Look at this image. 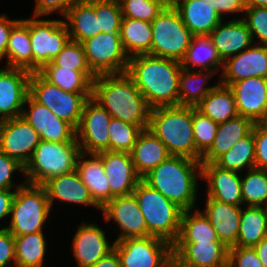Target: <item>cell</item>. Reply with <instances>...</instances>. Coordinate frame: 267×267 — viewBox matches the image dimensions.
<instances>
[{
	"instance_id": "9c48e42d",
	"label": "cell",
	"mask_w": 267,
	"mask_h": 267,
	"mask_svg": "<svg viewBox=\"0 0 267 267\" xmlns=\"http://www.w3.org/2000/svg\"><path fill=\"white\" fill-rule=\"evenodd\" d=\"M29 95L75 129L80 124L85 102L92 97V93L66 92L51 84L39 72H31Z\"/></svg>"
},
{
	"instance_id": "d4e9b609",
	"label": "cell",
	"mask_w": 267,
	"mask_h": 267,
	"mask_svg": "<svg viewBox=\"0 0 267 267\" xmlns=\"http://www.w3.org/2000/svg\"><path fill=\"white\" fill-rule=\"evenodd\" d=\"M203 213L217 232L219 240L228 248L236 244L239 234L241 205H231L207 196Z\"/></svg>"
},
{
	"instance_id": "1f68e13d",
	"label": "cell",
	"mask_w": 267,
	"mask_h": 267,
	"mask_svg": "<svg viewBox=\"0 0 267 267\" xmlns=\"http://www.w3.org/2000/svg\"><path fill=\"white\" fill-rule=\"evenodd\" d=\"M7 67L33 72V52L30 40V18L20 19L12 28L6 50Z\"/></svg>"
},
{
	"instance_id": "9a60e30c",
	"label": "cell",
	"mask_w": 267,
	"mask_h": 267,
	"mask_svg": "<svg viewBox=\"0 0 267 267\" xmlns=\"http://www.w3.org/2000/svg\"><path fill=\"white\" fill-rule=\"evenodd\" d=\"M21 117L39 134L41 140L54 143H77L76 129L54 115L47 107L36 102L30 95L25 100Z\"/></svg>"
},
{
	"instance_id": "d6986e66",
	"label": "cell",
	"mask_w": 267,
	"mask_h": 267,
	"mask_svg": "<svg viewBox=\"0 0 267 267\" xmlns=\"http://www.w3.org/2000/svg\"><path fill=\"white\" fill-rule=\"evenodd\" d=\"M98 154L102 158L109 181L111 199L132 194L141 177L134 168L131 154L115 151H103Z\"/></svg>"
},
{
	"instance_id": "836d02e7",
	"label": "cell",
	"mask_w": 267,
	"mask_h": 267,
	"mask_svg": "<svg viewBox=\"0 0 267 267\" xmlns=\"http://www.w3.org/2000/svg\"><path fill=\"white\" fill-rule=\"evenodd\" d=\"M195 108L217 124L239 115L233 90L219 82Z\"/></svg>"
},
{
	"instance_id": "7dc6e473",
	"label": "cell",
	"mask_w": 267,
	"mask_h": 267,
	"mask_svg": "<svg viewBox=\"0 0 267 267\" xmlns=\"http://www.w3.org/2000/svg\"><path fill=\"white\" fill-rule=\"evenodd\" d=\"M55 66L81 72H92L87 64L83 45L70 40L51 61Z\"/></svg>"
},
{
	"instance_id": "f546056e",
	"label": "cell",
	"mask_w": 267,
	"mask_h": 267,
	"mask_svg": "<svg viewBox=\"0 0 267 267\" xmlns=\"http://www.w3.org/2000/svg\"><path fill=\"white\" fill-rule=\"evenodd\" d=\"M254 123L240 115L219 124L210 149L202 156L201 163H214L221 155L228 152L240 139L247 136Z\"/></svg>"
},
{
	"instance_id": "484cf974",
	"label": "cell",
	"mask_w": 267,
	"mask_h": 267,
	"mask_svg": "<svg viewBox=\"0 0 267 267\" xmlns=\"http://www.w3.org/2000/svg\"><path fill=\"white\" fill-rule=\"evenodd\" d=\"M42 186L46 190L50 206H53V202L57 199L59 202L85 204L101 210L76 170L52 177Z\"/></svg>"
},
{
	"instance_id": "ac0fdd59",
	"label": "cell",
	"mask_w": 267,
	"mask_h": 267,
	"mask_svg": "<svg viewBox=\"0 0 267 267\" xmlns=\"http://www.w3.org/2000/svg\"><path fill=\"white\" fill-rule=\"evenodd\" d=\"M219 83L231 86L249 77L267 78V45L253 44L223 62Z\"/></svg>"
},
{
	"instance_id": "b9f144b4",
	"label": "cell",
	"mask_w": 267,
	"mask_h": 267,
	"mask_svg": "<svg viewBox=\"0 0 267 267\" xmlns=\"http://www.w3.org/2000/svg\"><path fill=\"white\" fill-rule=\"evenodd\" d=\"M241 178L243 204L247 206H267V171L252 168Z\"/></svg>"
},
{
	"instance_id": "f35d334b",
	"label": "cell",
	"mask_w": 267,
	"mask_h": 267,
	"mask_svg": "<svg viewBox=\"0 0 267 267\" xmlns=\"http://www.w3.org/2000/svg\"><path fill=\"white\" fill-rule=\"evenodd\" d=\"M195 210L182 212L180 231L175 243L221 242L205 214L199 209Z\"/></svg>"
},
{
	"instance_id": "5b68a950",
	"label": "cell",
	"mask_w": 267,
	"mask_h": 267,
	"mask_svg": "<svg viewBox=\"0 0 267 267\" xmlns=\"http://www.w3.org/2000/svg\"><path fill=\"white\" fill-rule=\"evenodd\" d=\"M133 194L145 218L149 236L173 245L179 235L183 210L142 179Z\"/></svg>"
},
{
	"instance_id": "2e32d148",
	"label": "cell",
	"mask_w": 267,
	"mask_h": 267,
	"mask_svg": "<svg viewBox=\"0 0 267 267\" xmlns=\"http://www.w3.org/2000/svg\"><path fill=\"white\" fill-rule=\"evenodd\" d=\"M106 222L113 220L120 228L115 241L148 237L146 221L134 194L115 196L102 209Z\"/></svg>"
},
{
	"instance_id": "f6af8a7d",
	"label": "cell",
	"mask_w": 267,
	"mask_h": 267,
	"mask_svg": "<svg viewBox=\"0 0 267 267\" xmlns=\"http://www.w3.org/2000/svg\"><path fill=\"white\" fill-rule=\"evenodd\" d=\"M170 0H124L120 3L123 17L152 22Z\"/></svg>"
},
{
	"instance_id": "8fae6325",
	"label": "cell",
	"mask_w": 267,
	"mask_h": 267,
	"mask_svg": "<svg viewBox=\"0 0 267 267\" xmlns=\"http://www.w3.org/2000/svg\"><path fill=\"white\" fill-rule=\"evenodd\" d=\"M30 18V40L33 72H38L54 59L71 40L65 20Z\"/></svg>"
},
{
	"instance_id": "4316f807",
	"label": "cell",
	"mask_w": 267,
	"mask_h": 267,
	"mask_svg": "<svg viewBox=\"0 0 267 267\" xmlns=\"http://www.w3.org/2000/svg\"><path fill=\"white\" fill-rule=\"evenodd\" d=\"M194 36L209 35L223 18L208 0H170Z\"/></svg>"
},
{
	"instance_id": "cb8c5ba5",
	"label": "cell",
	"mask_w": 267,
	"mask_h": 267,
	"mask_svg": "<svg viewBox=\"0 0 267 267\" xmlns=\"http://www.w3.org/2000/svg\"><path fill=\"white\" fill-rule=\"evenodd\" d=\"M173 256L189 267H227L228 247L222 242L174 243Z\"/></svg>"
},
{
	"instance_id": "c3c4849f",
	"label": "cell",
	"mask_w": 267,
	"mask_h": 267,
	"mask_svg": "<svg viewBox=\"0 0 267 267\" xmlns=\"http://www.w3.org/2000/svg\"><path fill=\"white\" fill-rule=\"evenodd\" d=\"M242 18L251 32L254 44L267 45V8L266 7H245ZM256 36V37H254ZM254 38H258L259 42Z\"/></svg>"
},
{
	"instance_id": "681fc988",
	"label": "cell",
	"mask_w": 267,
	"mask_h": 267,
	"mask_svg": "<svg viewBox=\"0 0 267 267\" xmlns=\"http://www.w3.org/2000/svg\"><path fill=\"white\" fill-rule=\"evenodd\" d=\"M227 267H264L253 247L228 248Z\"/></svg>"
},
{
	"instance_id": "be15d7a7",
	"label": "cell",
	"mask_w": 267,
	"mask_h": 267,
	"mask_svg": "<svg viewBox=\"0 0 267 267\" xmlns=\"http://www.w3.org/2000/svg\"><path fill=\"white\" fill-rule=\"evenodd\" d=\"M257 124L262 128L267 130V109L264 111L262 118L257 122Z\"/></svg>"
},
{
	"instance_id": "bcb514c9",
	"label": "cell",
	"mask_w": 267,
	"mask_h": 267,
	"mask_svg": "<svg viewBox=\"0 0 267 267\" xmlns=\"http://www.w3.org/2000/svg\"><path fill=\"white\" fill-rule=\"evenodd\" d=\"M95 15L101 33H120L123 18L120 4L111 0H95Z\"/></svg>"
},
{
	"instance_id": "74e56055",
	"label": "cell",
	"mask_w": 267,
	"mask_h": 267,
	"mask_svg": "<svg viewBox=\"0 0 267 267\" xmlns=\"http://www.w3.org/2000/svg\"><path fill=\"white\" fill-rule=\"evenodd\" d=\"M267 237V208L265 206L242 207L239 234L236 244L239 247H254Z\"/></svg>"
},
{
	"instance_id": "e7e4bbea",
	"label": "cell",
	"mask_w": 267,
	"mask_h": 267,
	"mask_svg": "<svg viewBox=\"0 0 267 267\" xmlns=\"http://www.w3.org/2000/svg\"><path fill=\"white\" fill-rule=\"evenodd\" d=\"M111 1L120 4V3L123 2L124 0H111Z\"/></svg>"
},
{
	"instance_id": "4fadbf2b",
	"label": "cell",
	"mask_w": 267,
	"mask_h": 267,
	"mask_svg": "<svg viewBox=\"0 0 267 267\" xmlns=\"http://www.w3.org/2000/svg\"><path fill=\"white\" fill-rule=\"evenodd\" d=\"M111 115L92 97L83 107L81 120L76 129V140L81 152L91 154L110 151L109 124Z\"/></svg>"
},
{
	"instance_id": "f907efd6",
	"label": "cell",
	"mask_w": 267,
	"mask_h": 267,
	"mask_svg": "<svg viewBox=\"0 0 267 267\" xmlns=\"http://www.w3.org/2000/svg\"><path fill=\"white\" fill-rule=\"evenodd\" d=\"M18 170L24 173V166L0 150V188L14 190L15 186L16 190L22 187L26 183L25 181L16 185L11 179L14 171Z\"/></svg>"
},
{
	"instance_id": "7a4b0ae2",
	"label": "cell",
	"mask_w": 267,
	"mask_h": 267,
	"mask_svg": "<svg viewBox=\"0 0 267 267\" xmlns=\"http://www.w3.org/2000/svg\"><path fill=\"white\" fill-rule=\"evenodd\" d=\"M92 98L112 118L137 125L142 130L148 128L151 108L126 72L97 75L93 81Z\"/></svg>"
},
{
	"instance_id": "30bf717a",
	"label": "cell",
	"mask_w": 267,
	"mask_h": 267,
	"mask_svg": "<svg viewBox=\"0 0 267 267\" xmlns=\"http://www.w3.org/2000/svg\"><path fill=\"white\" fill-rule=\"evenodd\" d=\"M81 44L87 64L96 76L127 72L129 56L123 48L119 33H98Z\"/></svg>"
},
{
	"instance_id": "d590c367",
	"label": "cell",
	"mask_w": 267,
	"mask_h": 267,
	"mask_svg": "<svg viewBox=\"0 0 267 267\" xmlns=\"http://www.w3.org/2000/svg\"><path fill=\"white\" fill-rule=\"evenodd\" d=\"M119 34L123 48L129 58L140 54L151 55V22L123 17Z\"/></svg>"
},
{
	"instance_id": "ab89813d",
	"label": "cell",
	"mask_w": 267,
	"mask_h": 267,
	"mask_svg": "<svg viewBox=\"0 0 267 267\" xmlns=\"http://www.w3.org/2000/svg\"><path fill=\"white\" fill-rule=\"evenodd\" d=\"M42 232L14 236L15 266L43 267L47 242Z\"/></svg>"
},
{
	"instance_id": "9f6ffc18",
	"label": "cell",
	"mask_w": 267,
	"mask_h": 267,
	"mask_svg": "<svg viewBox=\"0 0 267 267\" xmlns=\"http://www.w3.org/2000/svg\"><path fill=\"white\" fill-rule=\"evenodd\" d=\"M212 3V7L221 16L229 13L244 14L245 6L243 0H208Z\"/></svg>"
},
{
	"instance_id": "7bdbcfd3",
	"label": "cell",
	"mask_w": 267,
	"mask_h": 267,
	"mask_svg": "<svg viewBox=\"0 0 267 267\" xmlns=\"http://www.w3.org/2000/svg\"><path fill=\"white\" fill-rule=\"evenodd\" d=\"M192 125L196 147V160L201 161L202 156L213 145L219 124L193 107Z\"/></svg>"
},
{
	"instance_id": "603a6c76",
	"label": "cell",
	"mask_w": 267,
	"mask_h": 267,
	"mask_svg": "<svg viewBox=\"0 0 267 267\" xmlns=\"http://www.w3.org/2000/svg\"><path fill=\"white\" fill-rule=\"evenodd\" d=\"M208 36L223 62L254 44L247 23L242 18L221 21Z\"/></svg>"
},
{
	"instance_id": "4dcf8cb0",
	"label": "cell",
	"mask_w": 267,
	"mask_h": 267,
	"mask_svg": "<svg viewBox=\"0 0 267 267\" xmlns=\"http://www.w3.org/2000/svg\"><path fill=\"white\" fill-rule=\"evenodd\" d=\"M64 18L72 41L82 43L101 33L95 15V0H76Z\"/></svg>"
},
{
	"instance_id": "e0dca14e",
	"label": "cell",
	"mask_w": 267,
	"mask_h": 267,
	"mask_svg": "<svg viewBox=\"0 0 267 267\" xmlns=\"http://www.w3.org/2000/svg\"><path fill=\"white\" fill-rule=\"evenodd\" d=\"M5 67L0 69V121L21 116L31 76L28 70Z\"/></svg>"
},
{
	"instance_id": "44dd1931",
	"label": "cell",
	"mask_w": 267,
	"mask_h": 267,
	"mask_svg": "<svg viewBox=\"0 0 267 267\" xmlns=\"http://www.w3.org/2000/svg\"><path fill=\"white\" fill-rule=\"evenodd\" d=\"M72 244L78 267L93 265L114 249V243L110 245L105 231L94 223L78 225Z\"/></svg>"
},
{
	"instance_id": "ba28073f",
	"label": "cell",
	"mask_w": 267,
	"mask_h": 267,
	"mask_svg": "<svg viewBox=\"0 0 267 267\" xmlns=\"http://www.w3.org/2000/svg\"><path fill=\"white\" fill-rule=\"evenodd\" d=\"M151 24V55L181 62L194 35L185 26L178 10L169 2Z\"/></svg>"
},
{
	"instance_id": "52a82bcc",
	"label": "cell",
	"mask_w": 267,
	"mask_h": 267,
	"mask_svg": "<svg viewBox=\"0 0 267 267\" xmlns=\"http://www.w3.org/2000/svg\"><path fill=\"white\" fill-rule=\"evenodd\" d=\"M50 212L45 188L25 183L16 189L11 204L10 223L6 228L13 236L42 232Z\"/></svg>"
},
{
	"instance_id": "7c38bea8",
	"label": "cell",
	"mask_w": 267,
	"mask_h": 267,
	"mask_svg": "<svg viewBox=\"0 0 267 267\" xmlns=\"http://www.w3.org/2000/svg\"><path fill=\"white\" fill-rule=\"evenodd\" d=\"M122 267H167L173 247L157 237L128 238L114 241Z\"/></svg>"
},
{
	"instance_id": "6da1fadb",
	"label": "cell",
	"mask_w": 267,
	"mask_h": 267,
	"mask_svg": "<svg viewBox=\"0 0 267 267\" xmlns=\"http://www.w3.org/2000/svg\"><path fill=\"white\" fill-rule=\"evenodd\" d=\"M181 62L149 54L129 58L127 74L146 99L148 106H179Z\"/></svg>"
},
{
	"instance_id": "11a10c76",
	"label": "cell",
	"mask_w": 267,
	"mask_h": 267,
	"mask_svg": "<svg viewBox=\"0 0 267 267\" xmlns=\"http://www.w3.org/2000/svg\"><path fill=\"white\" fill-rule=\"evenodd\" d=\"M19 21V19L11 20L5 14L0 15V62L6 57L11 30Z\"/></svg>"
},
{
	"instance_id": "f1b7e54d",
	"label": "cell",
	"mask_w": 267,
	"mask_h": 267,
	"mask_svg": "<svg viewBox=\"0 0 267 267\" xmlns=\"http://www.w3.org/2000/svg\"><path fill=\"white\" fill-rule=\"evenodd\" d=\"M130 154L134 168L141 178L171 156L166 146L148 128L139 133Z\"/></svg>"
},
{
	"instance_id": "816d5d0a",
	"label": "cell",
	"mask_w": 267,
	"mask_h": 267,
	"mask_svg": "<svg viewBox=\"0 0 267 267\" xmlns=\"http://www.w3.org/2000/svg\"><path fill=\"white\" fill-rule=\"evenodd\" d=\"M13 266H15L14 236L6 227H3L0 228V267Z\"/></svg>"
},
{
	"instance_id": "91938a15",
	"label": "cell",
	"mask_w": 267,
	"mask_h": 267,
	"mask_svg": "<svg viewBox=\"0 0 267 267\" xmlns=\"http://www.w3.org/2000/svg\"><path fill=\"white\" fill-rule=\"evenodd\" d=\"M264 267H267V237L253 247Z\"/></svg>"
},
{
	"instance_id": "6125c7cd",
	"label": "cell",
	"mask_w": 267,
	"mask_h": 267,
	"mask_svg": "<svg viewBox=\"0 0 267 267\" xmlns=\"http://www.w3.org/2000/svg\"><path fill=\"white\" fill-rule=\"evenodd\" d=\"M167 267H189V266H186V265L182 264L174 256H172L170 258V261H169Z\"/></svg>"
},
{
	"instance_id": "8d00e7d4",
	"label": "cell",
	"mask_w": 267,
	"mask_h": 267,
	"mask_svg": "<svg viewBox=\"0 0 267 267\" xmlns=\"http://www.w3.org/2000/svg\"><path fill=\"white\" fill-rule=\"evenodd\" d=\"M217 72L205 70H187L181 68L179 75V106L196 107L218 84L206 83ZM200 83V84H199Z\"/></svg>"
},
{
	"instance_id": "8992f818",
	"label": "cell",
	"mask_w": 267,
	"mask_h": 267,
	"mask_svg": "<svg viewBox=\"0 0 267 267\" xmlns=\"http://www.w3.org/2000/svg\"><path fill=\"white\" fill-rule=\"evenodd\" d=\"M80 152L78 143H54L41 140L24 167L25 182L43 185L52 177L76 170Z\"/></svg>"
},
{
	"instance_id": "f5cc1de1",
	"label": "cell",
	"mask_w": 267,
	"mask_h": 267,
	"mask_svg": "<svg viewBox=\"0 0 267 267\" xmlns=\"http://www.w3.org/2000/svg\"><path fill=\"white\" fill-rule=\"evenodd\" d=\"M76 0H35L34 16L43 17L56 11L64 17Z\"/></svg>"
},
{
	"instance_id": "94428289",
	"label": "cell",
	"mask_w": 267,
	"mask_h": 267,
	"mask_svg": "<svg viewBox=\"0 0 267 267\" xmlns=\"http://www.w3.org/2000/svg\"><path fill=\"white\" fill-rule=\"evenodd\" d=\"M245 7H266L267 0H243Z\"/></svg>"
},
{
	"instance_id": "e575fe53",
	"label": "cell",
	"mask_w": 267,
	"mask_h": 267,
	"mask_svg": "<svg viewBox=\"0 0 267 267\" xmlns=\"http://www.w3.org/2000/svg\"><path fill=\"white\" fill-rule=\"evenodd\" d=\"M181 66L187 70L216 72L217 69L219 71L223 68V61L213 46L210 37L208 35H200L193 36L185 57L181 61Z\"/></svg>"
},
{
	"instance_id": "7402d4cb",
	"label": "cell",
	"mask_w": 267,
	"mask_h": 267,
	"mask_svg": "<svg viewBox=\"0 0 267 267\" xmlns=\"http://www.w3.org/2000/svg\"><path fill=\"white\" fill-rule=\"evenodd\" d=\"M233 90L238 114L257 123L267 109V78L249 77L234 82Z\"/></svg>"
},
{
	"instance_id": "6f0895ef",
	"label": "cell",
	"mask_w": 267,
	"mask_h": 267,
	"mask_svg": "<svg viewBox=\"0 0 267 267\" xmlns=\"http://www.w3.org/2000/svg\"><path fill=\"white\" fill-rule=\"evenodd\" d=\"M15 192L16 190L0 188V220L10 215Z\"/></svg>"
},
{
	"instance_id": "d6a6232c",
	"label": "cell",
	"mask_w": 267,
	"mask_h": 267,
	"mask_svg": "<svg viewBox=\"0 0 267 267\" xmlns=\"http://www.w3.org/2000/svg\"><path fill=\"white\" fill-rule=\"evenodd\" d=\"M38 72L51 84L74 93H92L93 81L96 78L93 72L67 69L55 66L52 62L45 64Z\"/></svg>"
},
{
	"instance_id": "db71d44e",
	"label": "cell",
	"mask_w": 267,
	"mask_h": 267,
	"mask_svg": "<svg viewBox=\"0 0 267 267\" xmlns=\"http://www.w3.org/2000/svg\"><path fill=\"white\" fill-rule=\"evenodd\" d=\"M255 168L267 171V130L254 124Z\"/></svg>"
},
{
	"instance_id": "277c9868",
	"label": "cell",
	"mask_w": 267,
	"mask_h": 267,
	"mask_svg": "<svg viewBox=\"0 0 267 267\" xmlns=\"http://www.w3.org/2000/svg\"><path fill=\"white\" fill-rule=\"evenodd\" d=\"M192 116L193 106L153 108L148 129L161 140L171 155L196 160Z\"/></svg>"
},
{
	"instance_id": "ffe728a7",
	"label": "cell",
	"mask_w": 267,
	"mask_h": 267,
	"mask_svg": "<svg viewBox=\"0 0 267 267\" xmlns=\"http://www.w3.org/2000/svg\"><path fill=\"white\" fill-rule=\"evenodd\" d=\"M239 174L221 169L214 163H201V179L207 183V196L223 203L243 204Z\"/></svg>"
},
{
	"instance_id": "5bb4252c",
	"label": "cell",
	"mask_w": 267,
	"mask_h": 267,
	"mask_svg": "<svg viewBox=\"0 0 267 267\" xmlns=\"http://www.w3.org/2000/svg\"><path fill=\"white\" fill-rule=\"evenodd\" d=\"M40 141L37 131L21 116L0 121V150L24 167Z\"/></svg>"
},
{
	"instance_id": "60d3db41",
	"label": "cell",
	"mask_w": 267,
	"mask_h": 267,
	"mask_svg": "<svg viewBox=\"0 0 267 267\" xmlns=\"http://www.w3.org/2000/svg\"><path fill=\"white\" fill-rule=\"evenodd\" d=\"M214 164L221 169L236 172H241L242 169L255 168L254 126L247 136L240 139L228 152L221 155Z\"/></svg>"
},
{
	"instance_id": "83f0119b",
	"label": "cell",
	"mask_w": 267,
	"mask_h": 267,
	"mask_svg": "<svg viewBox=\"0 0 267 267\" xmlns=\"http://www.w3.org/2000/svg\"><path fill=\"white\" fill-rule=\"evenodd\" d=\"M86 155L91 158L87 159ZM76 171L87 186L94 202L102 209L111 200V190L101 156L97 153L80 152L76 162Z\"/></svg>"
},
{
	"instance_id": "3957f363",
	"label": "cell",
	"mask_w": 267,
	"mask_h": 267,
	"mask_svg": "<svg viewBox=\"0 0 267 267\" xmlns=\"http://www.w3.org/2000/svg\"><path fill=\"white\" fill-rule=\"evenodd\" d=\"M201 161L171 155L141 179L183 211L195 207Z\"/></svg>"
},
{
	"instance_id": "ee69618b",
	"label": "cell",
	"mask_w": 267,
	"mask_h": 267,
	"mask_svg": "<svg viewBox=\"0 0 267 267\" xmlns=\"http://www.w3.org/2000/svg\"><path fill=\"white\" fill-rule=\"evenodd\" d=\"M142 129L134 124L111 118L109 124L110 151L131 153Z\"/></svg>"
},
{
	"instance_id": "680465c9",
	"label": "cell",
	"mask_w": 267,
	"mask_h": 267,
	"mask_svg": "<svg viewBox=\"0 0 267 267\" xmlns=\"http://www.w3.org/2000/svg\"><path fill=\"white\" fill-rule=\"evenodd\" d=\"M87 267H122L120 258L115 249L102 257L98 262Z\"/></svg>"
}]
</instances>
